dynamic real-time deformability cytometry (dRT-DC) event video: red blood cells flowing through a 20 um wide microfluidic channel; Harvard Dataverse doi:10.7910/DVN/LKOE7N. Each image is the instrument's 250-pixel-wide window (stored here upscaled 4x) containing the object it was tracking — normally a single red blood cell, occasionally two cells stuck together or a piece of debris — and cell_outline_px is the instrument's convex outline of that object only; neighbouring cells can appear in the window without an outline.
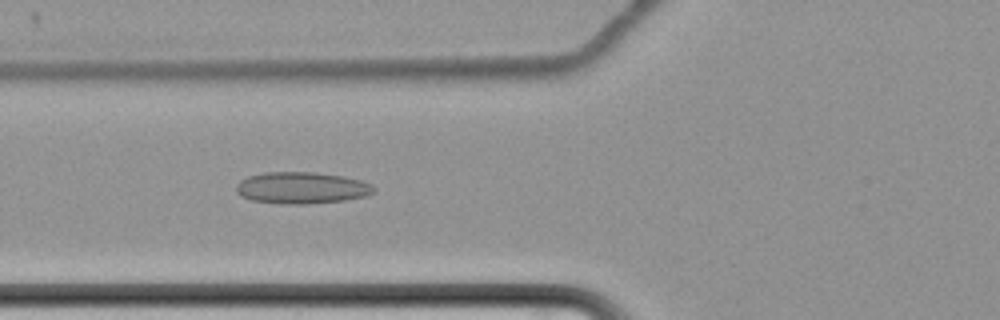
{"species": "common noctule bat (a hibernating species)", "species_latin": "Nyctalus noctula", "temperature_condition": "cold", "stored_images_in_passage": 64, "camera_frame_rate_fps": 3000, "um_per_image_px": 0.085, "animal": {"sex": "female", "body_mass_g": 22.7, "forearm_length_mm": 54.2}, "frame": {"image": 1, "passage_image": 28, "time_ms": 9.0, "image_size_px": [1000, 320], "cell_outline_px": [[376, 188], [368, 196], [344, 200], [304, 204], [284, 204], [252, 200], [240, 196], [236, 192], [236, 184], [240, 180], [248, 176], [264, 172], [316, 172], [340, 176], [360, 180], [372, 184]], "centroid_in_image_um": [25.62, 15.96], "position_along_channel_um": 100.2, "area_um2": 25.43}}
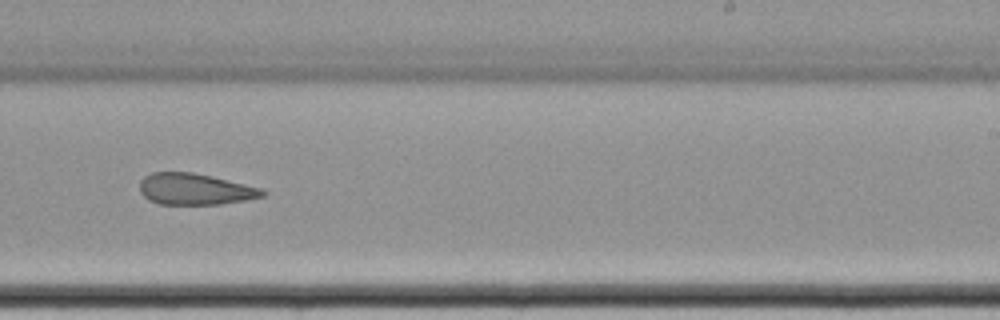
{"frame": {"image": 2, "passage_image": 43, "time_ms": 14.0, "image_size_px": [1000, 320], "cell_outline_px": [[268, 192], [264, 196], [244, 200], [220, 204], [156, 204], [148, 200], [140, 192], [140, 180], [144, 176], [152, 172], [192, 172], [212, 176], [264, 188]], "centroid_in_image_um": [16.58, 16.07], "position_along_channel_um": 272.4, "area_um2": 22.66}}
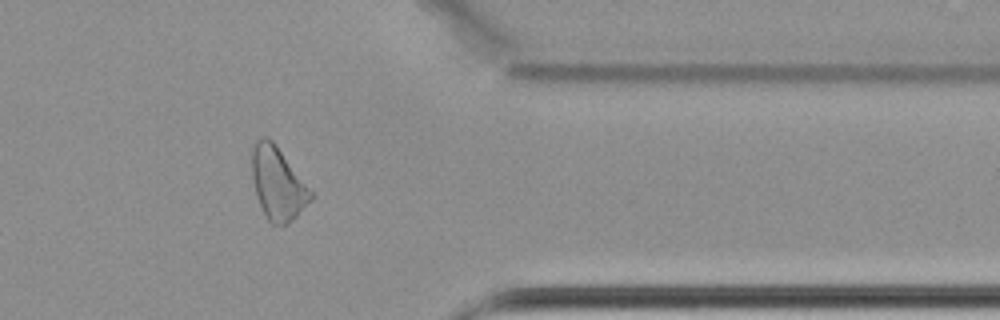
{"frame": {"image": 3, "passage_image": 54, "time_ms": 17.667, "image_size_px": [1000, 320], "cell_outline_px": [[312, 200], [288, 224], [272, 224], [268, 220], [256, 196], [252, 176], [252, 148], [256, 140], [264, 136], [272, 140], [276, 144], [312, 192]], "centroid_in_image_um": [23.59, 15.58], "position_along_channel_um": 387.8, "area_um2": 24.57}, "authors_computed_cell_mechanics": {"area_um2": 26.3279, "velocity_mm_per_s": 3.4456, "shape_relaxation_time_tau1_ms": null, "shape_relaxation_time_tau2_ms": 3.8867, "deformation_change_tau1": null, "deformation_change_tau2": 0.1345}}